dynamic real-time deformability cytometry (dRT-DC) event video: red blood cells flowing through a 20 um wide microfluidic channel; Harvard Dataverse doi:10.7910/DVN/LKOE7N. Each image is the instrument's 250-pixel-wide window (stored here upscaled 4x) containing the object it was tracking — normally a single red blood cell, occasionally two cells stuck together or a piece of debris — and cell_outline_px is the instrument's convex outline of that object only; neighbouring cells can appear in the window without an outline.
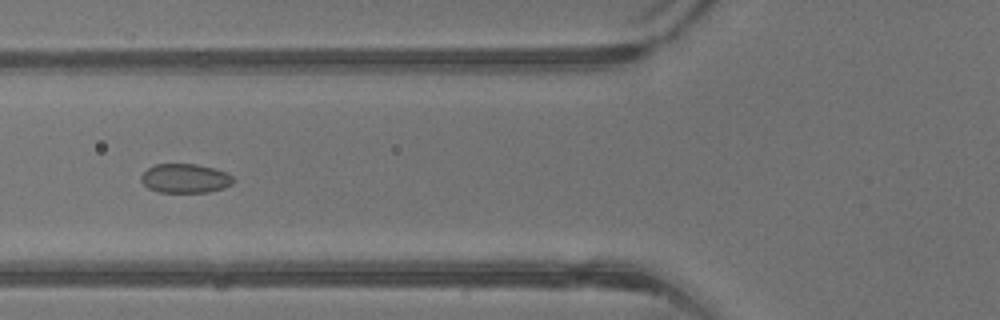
{"species": "common noctule bat (a hibernating species)", "species_latin": "Nyctalus noctula", "temperature_condition": "warm", "stored_images_in_passage": 31, "camera_frame_rate_fps": 3000, "um_per_image_px": 0.085, "animal": {"sex": "male", "body_mass_g": 13.3}, "frame": {"image": 1, "passage_image": 6, "time_ms": 1.667, "image_size_px": [1000, 320], "cell_outline_px": [[236, 180], [232, 184], [224, 188], [208, 192], [160, 192], [148, 188], [140, 180], [140, 176], [148, 168], [156, 164], [196, 164], [216, 168], [228, 172]], "centroid_in_image_um": [15.78, 15.16], "position_along_channel_um": 110.0, "area_um2": 15.84}}
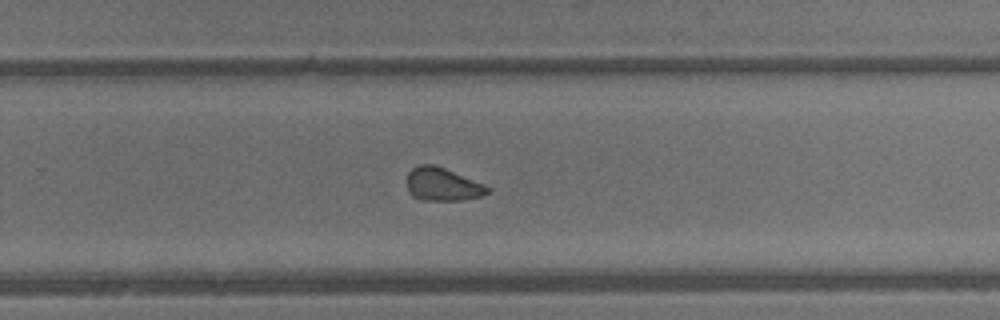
{"frame": {"image": 2, "passage_image": 17, "time_ms": 5.333, "image_size_px": [1000, 320], "cell_outline_px": [[492, 192], [480, 196], [464, 200], [420, 200], [412, 196], [408, 192], [408, 172], [412, 168], [420, 164], [432, 164], [444, 168], [484, 184], [492, 188]], "centroid_in_image_um": [37.63, 15.68], "position_along_channel_um": 292.2, "area_um2": 15.61}}
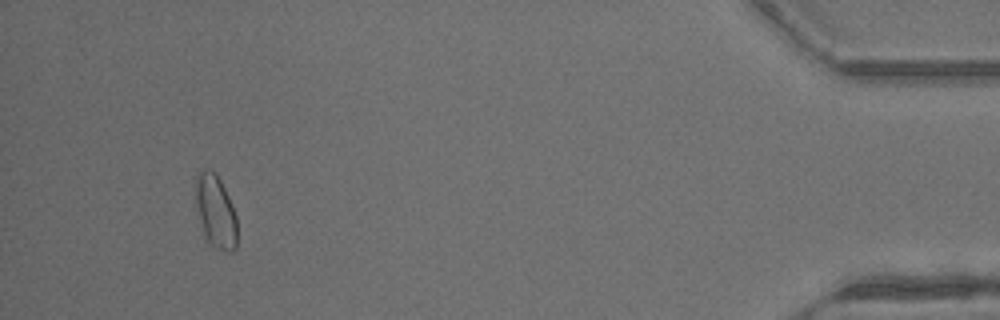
{"frame": {"image": 3, "passage_image": 29, "time_ms": 9.333, "image_size_px": [1000, 320], "cell_outline_px": [[236, 248], [232, 252], [228, 252], [216, 248], [208, 244], [204, 236], [196, 208], [196, 176], [204, 168], [208, 168], [216, 172], [228, 196], [236, 216]], "centroid_in_image_um": [18.31, 17.99], "position_along_channel_um": 416.9, "area_um2": 17.69}, "authors_computed_cell_mechanics": {"area_um2": 15.8372, "velocity_mm_per_s": 4.9822, "shape_relaxation_time_tau1_ms": 3.3075, "shape_relaxation_time_tau2_ms": 2.2479, "deformation_change_tau1": 0.0746, "deformation_change_tau2": 0.0832}}